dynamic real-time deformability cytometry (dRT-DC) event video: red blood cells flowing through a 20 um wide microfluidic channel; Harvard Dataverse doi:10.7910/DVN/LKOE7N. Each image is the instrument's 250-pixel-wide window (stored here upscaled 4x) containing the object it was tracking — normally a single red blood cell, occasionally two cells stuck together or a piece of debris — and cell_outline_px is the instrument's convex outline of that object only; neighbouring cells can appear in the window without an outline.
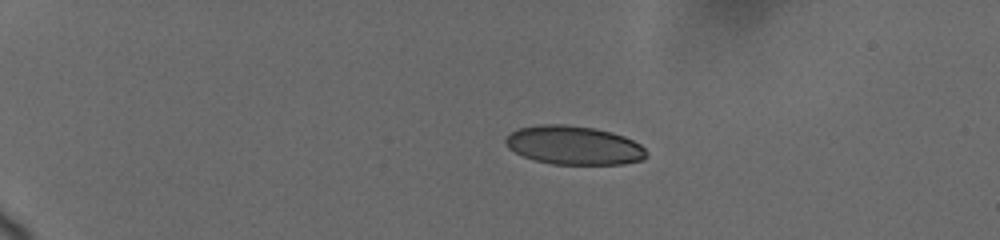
{"species": "human", "species_latin": "Homo sapiens", "temperature_condition": "cold", "stored_images_in_passage": 16, "camera_frame_rate_fps": 3000, "um_per_image_px": 0.085, "donor": {"sex": "female"}, "frame": {"image": 1, "passage_image": 2, "time_ms": 1.0, "image_size_px": [1000, 240], "cell_outline_px": [[648, 156], [644, 160], [624, 164], [552, 164], [536, 160], [524, 156], [508, 148], [504, 140], [512, 132], [520, 128], [544, 124], [564, 124], [592, 128], [612, 132], [624, 136], [640, 144], [648, 152]], "centroid_in_image_um": [48.83, 12.36], "position_along_channel_um": 36.2, "area_um2": 31.67}}
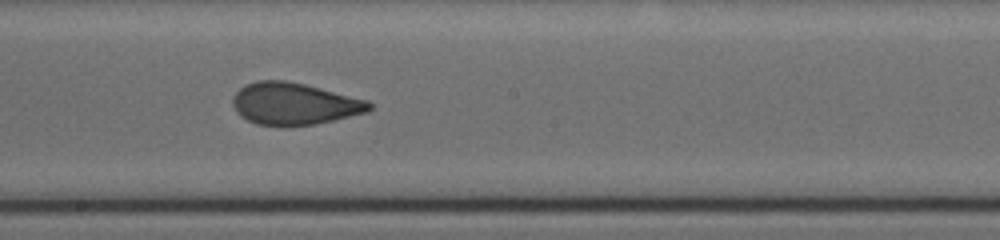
{"frame": {"image": 2, "passage_image": 9, "time_ms": 8.333, "image_size_px": [1000, 240], "cell_outline_px": [[372, 108], [368, 112], [316, 124], [256, 124], [240, 116], [236, 112], [232, 104], [232, 96], [244, 84], [256, 80], [284, 80], [304, 84], [368, 100], [372, 104]], "centroid_in_image_um": [24.99, 8.79], "position_along_channel_um": 223.2, "area_um2": 33.12}}
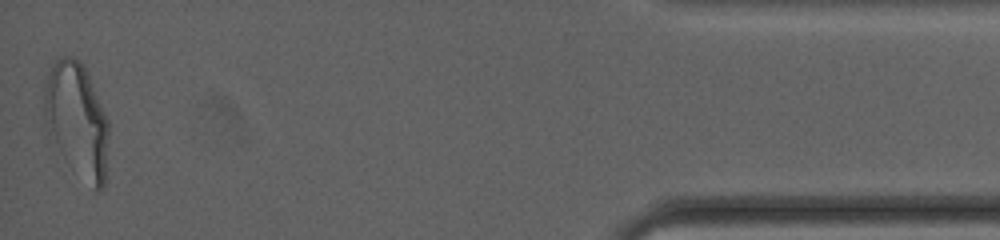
{"frame": {"image": 3, "passage_image": 16, "time_ms": 15.667, "image_size_px": [1000, 240], "cell_outline_px": [[108, 136], [104, 188], [96, 192], [92, 188], [60, 148], [44, 124], [44, 84], [48, 72], [56, 60], [60, 56], [76, 56], [80, 60], [88, 76], [108, 120]], "centroid_in_image_um": [6.54, 10.11], "position_along_channel_um": 428.7, "area_um2": 41.73}, "authors_computed_cell_mechanics": {"area_um2": 33.7841, "velocity_mm_per_s": 3.687, "shape_relaxation_time_tau1_ms": 11.031, "shape_relaxation_time_tau2_ms": 0.9149, "deformation_change_tau1": 0.2336, "deformation_change_tau2": 0.0474}}